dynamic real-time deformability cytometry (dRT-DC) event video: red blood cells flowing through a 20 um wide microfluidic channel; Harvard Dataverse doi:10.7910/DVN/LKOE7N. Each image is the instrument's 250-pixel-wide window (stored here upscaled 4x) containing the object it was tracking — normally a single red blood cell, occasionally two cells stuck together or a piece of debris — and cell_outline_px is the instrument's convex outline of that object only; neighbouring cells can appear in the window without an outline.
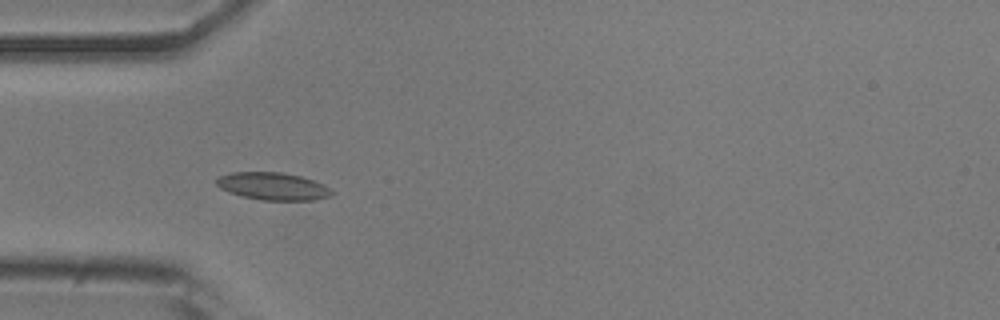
{"species": "common noctule bat (a hibernating species)", "species_latin": "Nyctalus noctula", "temperature_condition": "room temperature", "stored_images_in_passage": 29, "camera_frame_rate_fps": 3000, "um_per_image_px": 0.085, "animal": {"sex": "male", "body_mass_g": 20.5, "forearm_length_mm": 52.5}, "frame": {"image": 1, "passage_image": 3, "time_ms": 0.667, "image_size_px": [1000, 320], "cell_outline_px": [[332, 196], [316, 200], [260, 200], [228, 192], [220, 188], [216, 184], [216, 180], [220, 176], [232, 172], [284, 172], [300, 176], [324, 184], [332, 192]], "centroid_in_image_um": [23.2, 15.83], "position_along_channel_um": 61.8, "area_um2": 18.44}}
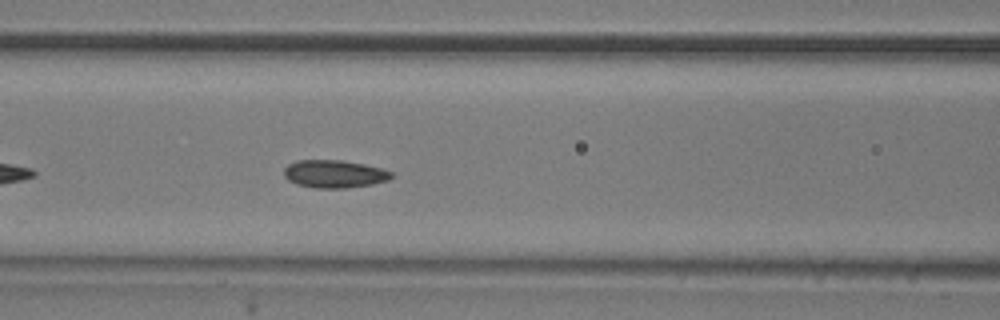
{"frame": {"image": 2, "passage_image": 9, "time_ms": 2.667, "image_size_px": [1000, 320], "cell_outline_px": [[392, 176], [388, 180], [372, 184], [348, 188], [316, 188], [296, 184], [288, 180], [284, 176], [284, 168], [288, 164], [296, 160], [340, 160], [364, 164], [384, 168], [392, 172]], "centroid_in_image_um": [28.41, 14.78], "position_along_channel_um": 138.2, "area_um2": 17.51}}
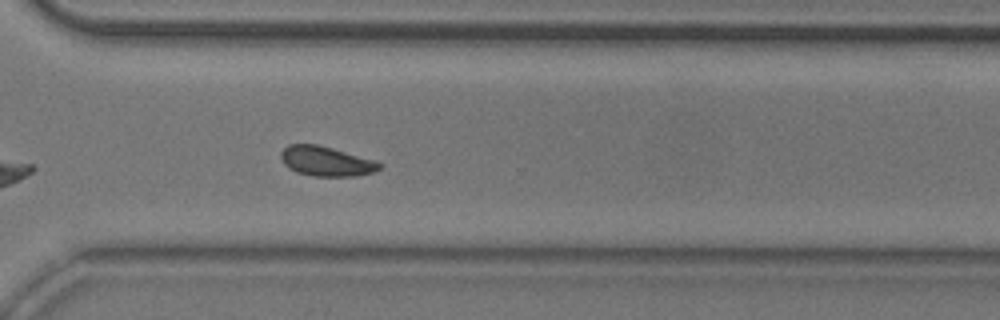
{"frame": {"image": 3, "passage_image": 25, "time_ms": 8.0, "image_size_px": [1000, 320], "cell_outline_px": [[380, 168], [376, 172], [356, 176], [312, 176], [296, 172], [288, 168], [284, 164], [280, 156], [280, 152], [288, 144], [316, 144], [332, 148], [372, 160], [380, 164]], "centroid_in_image_um": [27.67, 13.71], "position_along_channel_um": 342.9, "area_um2": 16.94}, "authors_computed_cell_mechanics": {"area_um2": 17.051, "velocity_mm_per_s": 3.8541, "shape_relaxation_time_tau1_ms": 2.9701, "shape_relaxation_time_tau2_ms": 1.7972, "deformation_change_tau1": 0.0821, "deformation_change_tau2": 0.0599}}